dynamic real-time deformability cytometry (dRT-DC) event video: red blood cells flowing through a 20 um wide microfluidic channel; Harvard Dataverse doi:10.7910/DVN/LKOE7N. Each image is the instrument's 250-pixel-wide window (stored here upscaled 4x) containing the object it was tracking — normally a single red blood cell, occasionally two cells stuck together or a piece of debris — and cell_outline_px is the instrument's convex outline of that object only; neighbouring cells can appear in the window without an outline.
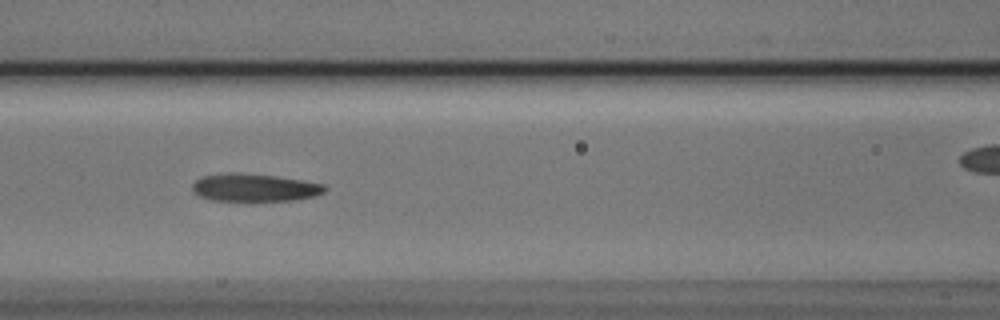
{"species": "Egyptian fruit bat (a non-hibernating species)", "species_latin": "Rousettus aegyptiacus", "temperature_condition": "cold", "stored_images_in_passage": 7, "camera_frame_rate_fps": 3000, "um_per_image_px": 0.085, "animal": {"sex": "male"}, "frame": {"image": 1, "passage_image": 6, "time_ms": 1.667, "image_size_px": [1000, 320], "cell_outline_px": [[328, 188], [324, 192], [312, 196], [292, 200], [208, 200], [192, 192], [192, 184], [200, 176], [224, 172], [236, 172], [276, 176], [304, 180], [324, 184]], "centroid_in_image_um": [21.58, 15.92], "position_along_channel_um": 145.0, "area_um2": 21.5}}